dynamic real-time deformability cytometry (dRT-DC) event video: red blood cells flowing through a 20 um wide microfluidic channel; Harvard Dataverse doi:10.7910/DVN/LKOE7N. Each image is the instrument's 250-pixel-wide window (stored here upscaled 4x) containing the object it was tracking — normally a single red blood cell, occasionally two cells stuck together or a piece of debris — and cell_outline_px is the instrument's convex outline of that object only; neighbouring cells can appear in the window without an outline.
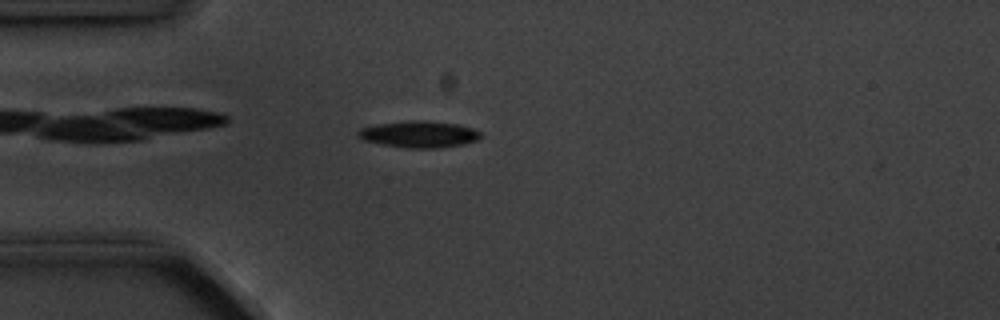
{"species": "common noctule bat (a hibernating species)", "species_latin": "Nyctalus noctula", "temperature_condition": "cold", "stored_images_in_passage": 2, "camera_frame_rate_fps": 3000, "um_per_image_px": 0.085, "animal": {"sex": "male", "body_mass_g": 20.1, "forearm_length_mm": 53.5}, "frame": {"image": 1, "passage_image": 1, "time_ms": 0.0, "image_size_px": [1000, 320], "cell_outline_px": [[480, 136], [476, 140], [464, 144], [440, 148], [404, 148], [380, 144], [364, 140], [356, 136], [356, 132], [360, 128], [376, 124], [408, 120], [424, 120], [460, 124], [472, 128], [480, 132]], "centroid_in_image_um": [35.58, 11.41], "position_along_channel_um": 49.4, "area_um2": 19.25}}